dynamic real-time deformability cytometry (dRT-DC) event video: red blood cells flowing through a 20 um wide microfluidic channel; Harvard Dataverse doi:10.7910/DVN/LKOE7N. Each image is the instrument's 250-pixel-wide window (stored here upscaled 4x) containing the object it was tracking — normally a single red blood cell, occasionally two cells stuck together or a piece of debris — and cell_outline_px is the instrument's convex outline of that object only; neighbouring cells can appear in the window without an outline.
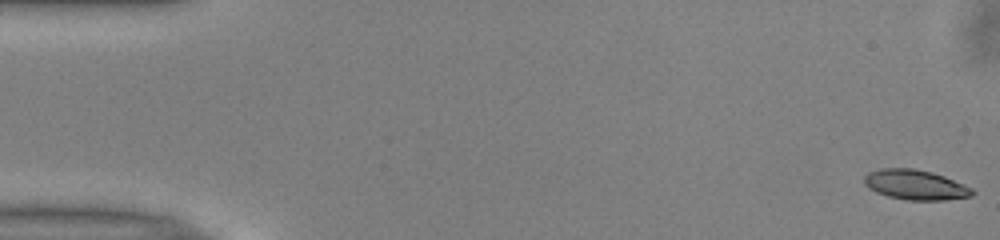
{"species": "common noctule bat (a hibernating species)", "species_latin": "Nyctalus noctula", "temperature_condition": "warm", "stored_images_in_passage": 52, "camera_frame_rate_fps": 3000, "um_per_image_px": 0.085, "animal": {"sex": "male", "body_mass_g": 13.0, "forearm_length_mm": 53.1}, "frame": {"image": 1, "passage_image": 1, "time_ms": 0.0, "image_size_px": [1000, 240], "cell_outline_px": [[976, 192], [972, 196], [944, 200], [908, 200], [888, 196], [876, 192], [868, 188], [864, 184], [864, 176], [868, 172], [884, 168], [912, 168], [932, 172], [944, 176], [972, 188]], "centroid_in_image_um": [77.8, 15.71], "position_along_channel_um": 7.2, "area_um2": 18.84}}
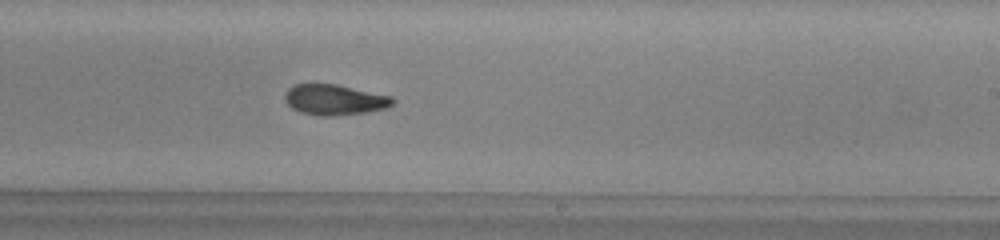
{"frame": {"image": 2, "passage_image": 31, "time_ms": 10.0, "image_size_px": [1000, 240], "cell_outline_px": [[396, 100], [392, 104], [384, 108], [364, 112], [328, 116], [320, 116], [300, 112], [292, 108], [288, 104], [284, 96], [288, 88], [292, 84], [336, 84], [392, 96]], "centroid_in_image_um": [28.41, 8.46], "position_along_channel_um": 260.6, "area_um2": 19.02}}
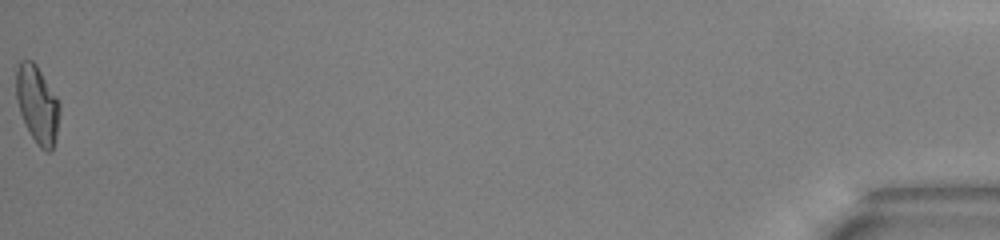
{"frame": {"image": 3, "passage_image": 52, "time_ms": 17.0, "image_size_px": [1000, 240], "cell_outline_px": [[60, 112], [56, 136], [52, 152], [48, 152], [40, 148], [36, 144], [20, 112], [16, 96], [16, 68], [20, 60], [32, 60], [36, 64], [56, 96], [60, 104]], "centroid_in_image_um": [3.18, 8.87], "position_along_channel_um": 432.0, "area_um2": 19.54}, "authors_computed_cell_mechanics": {"area_um2": 19.2185, "velocity_mm_per_s": 3.981, "shape_relaxation_time_tau1_ms": 4.2477, "shape_relaxation_time_tau2_ms": 2.677, "deformation_change_tau1": 0.176, "deformation_change_tau2": 0.0983}}